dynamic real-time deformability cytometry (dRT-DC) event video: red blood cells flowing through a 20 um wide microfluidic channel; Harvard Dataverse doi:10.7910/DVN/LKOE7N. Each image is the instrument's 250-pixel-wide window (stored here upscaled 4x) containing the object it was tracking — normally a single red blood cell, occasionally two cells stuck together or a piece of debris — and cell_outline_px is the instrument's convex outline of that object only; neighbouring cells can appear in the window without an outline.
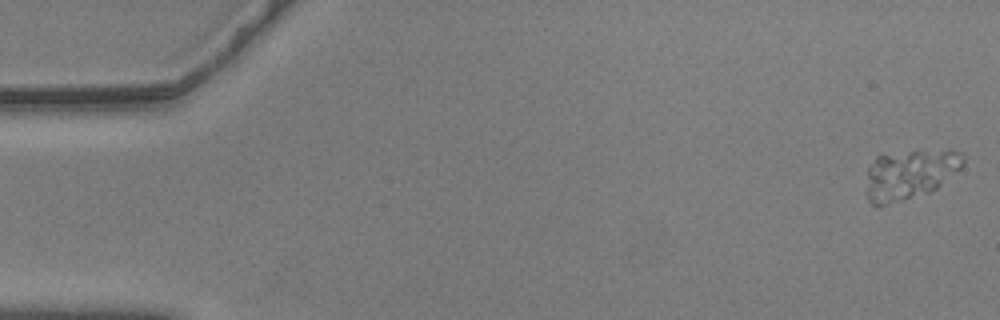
{"species": "common noctule bat (a hibernating species)", "species_latin": "Nyctalus noctula", "temperature_condition": "warm", "stored_images_in_passage": 52, "segment_of_instrument_passage": [1, 2], "camera_frame_rate_fps": 3000, "um_per_image_px": 0.085, "animal": {"sex": "male", "body_mass_g": 20.5, "forearm_length_mm": 52.5}, "frame": {"image": 1, "passage_image": 1, "time_ms": 0.0, "image_size_px": [1000, 320], "cell_outline_px": [[964, 164], [956, 172], [936, 188], [928, 192], [888, 204], [872, 204], [868, 200], [864, 192], [868, 168], [876, 156], [912, 152], [960, 152], [964, 156]], "centroid_in_image_um": [77.26, 14.85], "position_along_channel_um": 7.7, "area_um2": 27.22}}
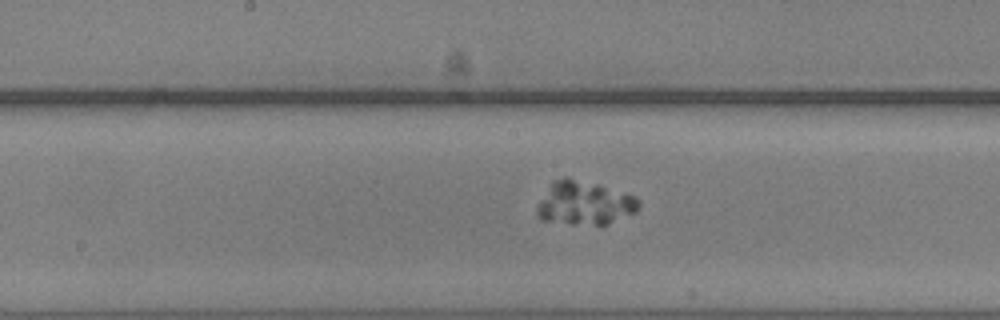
{"frame": {"image": 2, "passage_image": 29, "time_ms": 9.333, "image_size_px": [1000, 320], "cell_outline_px": [[640, 204], [636, 212], [600, 228], [544, 220], [536, 216], [536, 204], [552, 180], [564, 176], [568, 176], [628, 192], [636, 196], [640, 200]], "centroid_in_image_um": [49.69, 17.27], "position_along_channel_um": 198.5, "area_um2": 27.05}}
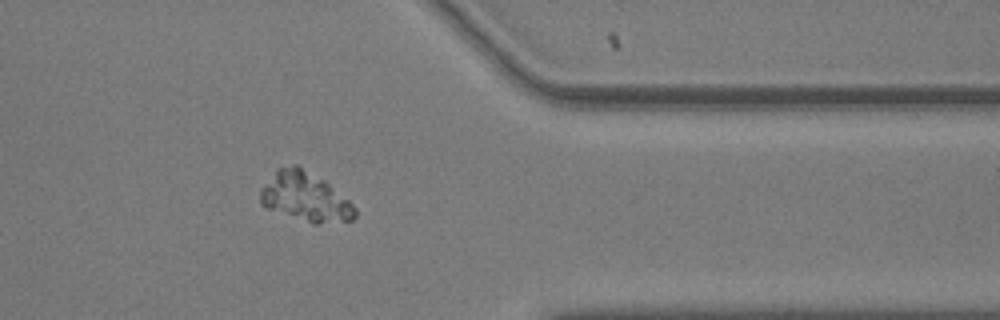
{"frame": {"image": 3, "passage_image": 46, "time_ms": 15.0, "image_size_px": [1000, 320], "cell_outline_px": [[356, 216], [352, 220], [316, 224], [312, 224], [268, 208], [260, 204], [260, 188], [276, 168], [292, 164], [296, 164], [324, 180], [348, 200], [356, 208]], "centroid_in_image_um": [25.91, 16.72], "position_along_channel_um": 385.5, "area_um2": 27.05}}